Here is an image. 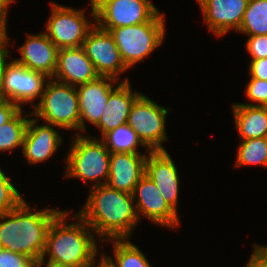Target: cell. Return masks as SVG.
Here are the masks:
<instances>
[{"mask_svg":"<svg viewBox=\"0 0 267 267\" xmlns=\"http://www.w3.org/2000/svg\"><path fill=\"white\" fill-rule=\"evenodd\" d=\"M88 200L77 213L100 239H125L139 222L132 194L118 191L107 184L93 186ZM106 239V240H105Z\"/></svg>","mask_w":267,"mask_h":267,"instance_id":"cell-1","label":"cell"},{"mask_svg":"<svg viewBox=\"0 0 267 267\" xmlns=\"http://www.w3.org/2000/svg\"><path fill=\"white\" fill-rule=\"evenodd\" d=\"M22 200L13 210L0 214V248L24 254L40 262L52 221L62 212L44 209L32 212Z\"/></svg>","mask_w":267,"mask_h":267,"instance_id":"cell-2","label":"cell"},{"mask_svg":"<svg viewBox=\"0 0 267 267\" xmlns=\"http://www.w3.org/2000/svg\"><path fill=\"white\" fill-rule=\"evenodd\" d=\"M67 213L62 211L52 221L38 267L43 266L46 254L49 256L48 262L73 267H94L98 249L93 230L77 214L72 219H78L79 223L66 224L64 221L68 216Z\"/></svg>","mask_w":267,"mask_h":267,"instance_id":"cell-3","label":"cell"},{"mask_svg":"<svg viewBox=\"0 0 267 267\" xmlns=\"http://www.w3.org/2000/svg\"><path fill=\"white\" fill-rule=\"evenodd\" d=\"M110 151L103 140L76 134L67 155L66 177H75L83 181L97 182L93 186L106 184L109 176ZM102 179H104L103 182ZM101 180V181H100Z\"/></svg>","mask_w":267,"mask_h":267,"instance_id":"cell-4","label":"cell"},{"mask_svg":"<svg viewBox=\"0 0 267 267\" xmlns=\"http://www.w3.org/2000/svg\"><path fill=\"white\" fill-rule=\"evenodd\" d=\"M39 103L32 115L43 118L50 125L80 131V110L77 88L53 78L45 84Z\"/></svg>","mask_w":267,"mask_h":267,"instance_id":"cell-5","label":"cell"},{"mask_svg":"<svg viewBox=\"0 0 267 267\" xmlns=\"http://www.w3.org/2000/svg\"><path fill=\"white\" fill-rule=\"evenodd\" d=\"M127 68L143 62L165 38L164 15L158 12L149 22L112 28L110 31Z\"/></svg>","mask_w":267,"mask_h":267,"instance_id":"cell-6","label":"cell"},{"mask_svg":"<svg viewBox=\"0 0 267 267\" xmlns=\"http://www.w3.org/2000/svg\"><path fill=\"white\" fill-rule=\"evenodd\" d=\"M92 16L102 29L149 22L159 10L150 0H90Z\"/></svg>","mask_w":267,"mask_h":267,"instance_id":"cell-7","label":"cell"},{"mask_svg":"<svg viewBox=\"0 0 267 267\" xmlns=\"http://www.w3.org/2000/svg\"><path fill=\"white\" fill-rule=\"evenodd\" d=\"M167 112V108L143 93L132 104L127 124L137 133L147 151H165L161 143L168 140L165 130Z\"/></svg>","mask_w":267,"mask_h":267,"instance_id":"cell-8","label":"cell"},{"mask_svg":"<svg viewBox=\"0 0 267 267\" xmlns=\"http://www.w3.org/2000/svg\"><path fill=\"white\" fill-rule=\"evenodd\" d=\"M47 36L58 49L82 47L88 33L96 25L85 18L84 10L51 3Z\"/></svg>","mask_w":267,"mask_h":267,"instance_id":"cell-9","label":"cell"},{"mask_svg":"<svg viewBox=\"0 0 267 267\" xmlns=\"http://www.w3.org/2000/svg\"><path fill=\"white\" fill-rule=\"evenodd\" d=\"M46 79L49 78L43 73L29 70L15 60L9 61L3 74L0 98L22 108V103H30L38 97L41 98Z\"/></svg>","mask_w":267,"mask_h":267,"instance_id":"cell-10","label":"cell"},{"mask_svg":"<svg viewBox=\"0 0 267 267\" xmlns=\"http://www.w3.org/2000/svg\"><path fill=\"white\" fill-rule=\"evenodd\" d=\"M82 47L100 76L118 80L117 76L128 69L111 33L97 24L88 33Z\"/></svg>","mask_w":267,"mask_h":267,"instance_id":"cell-11","label":"cell"},{"mask_svg":"<svg viewBox=\"0 0 267 267\" xmlns=\"http://www.w3.org/2000/svg\"><path fill=\"white\" fill-rule=\"evenodd\" d=\"M132 196L134 200L137 199L134 202H137L135 206L138 217L143 214L153 223L172 229L179 225L178 213L168 205L155 183L146 174L135 185Z\"/></svg>","mask_w":267,"mask_h":267,"instance_id":"cell-12","label":"cell"},{"mask_svg":"<svg viewBox=\"0 0 267 267\" xmlns=\"http://www.w3.org/2000/svg\"><path fill=\"white\" fill-rule=\"evenodd\" d=\"M209 30L217 36L239 30L249 0H197Z\"/></svg>","mask_w":267,"mask_h":267,"instance_id":"cell-13","label":"cell"},{"mask_svg":"<svg viewBox=\"0 0 267 267\" xmlns=\"http://www.w3.org/2000/svg\"><path fill=\"white\" fill-rule=\"evenodd\" d=\"M148 153L145 174L155 183L162 197L177 213L179 177L174 161L167 150Z\"/></svg>","mask_w":267,"mask_h":267,"instance_id":"cell-14","label":"cell"},{"mask_svg":"<svg viewBox=\"0 0 267 267\" xmlns=\"http://www.w3.org/2000/svg\"><path fill=\"white\" fill-rule=\"evenodd\" d=\"M21 57L15 60L29 70L45 74L53 78L58 59V48L46 33L28 35L25 43L18 47Z\"/></svg>","mask_w":267,"mask_h":267,"instance_id":"cell-15","label":"cell"},{"mask_svg":"<svg viewBox=\"0 0 267 267\" xmlns=\"http://www.w3.org/2000/svg\"><path fill=\"white\" fill-rule=\"evenodd\" d=\"M116 81L118 80L111 77L99 76L95 80L78 86L80 131L84 132L86 129L85 120L95 126L98 124L108 102L110 92L113 90L112 83L114 84Z\"/></svg>","mask_w":267,"mask_h":267,"instance_id":"cell-16","label":"cell"},{"mask_svg":"<svg viewBox=\"0 0 267 267\" xmlns=\"http://www.w3.org/2000/svg\"><path fill=\"white\" fill-rule=\"evenodd\" d=\"M99 76L83 47L58 50L55 80L78 87Z\"/></svg>","mask_w":267,"mask_h":267,"instance_id":"cell-17","label":"cell"},{"mask_svg":"<svg viewBox=\"0 0 267 267\" xmlns=\"http://www.w3.org/2000/svg\"><path fill=\"white\" fill-rule=\"evenodd\" d=\"M146 154L111 153L107 185L132 194L139 179L146 173Z\"/></svg>","mask_w":267,"mask_h":267,"instance_id":"cell-18","label":"cell"},{"mask_svg":"<svg viewBox=\"0 0 267 267\" xmlns=\"http://www.w3.org/2000/svg\"><path fill=\"white\" fill-rule=\"evenodd\" d=\"M38 120L29 119L23 142V155L28 163H41L50 158L62 143V137L53 125H37Z\"/></svg>","mask_w":267,"mask_h":267,"instance_id":"cell-19","label":"cell"},{"mask_svg":"<svg viewBox=\"0 0 267 267\" xmlns=\"http://www.w3.org/2000/svg\"><path fill=\"white\" fill-rule=\"evenodd\" d=\"M132 92L128 78L120 82L109 95L104 112L96 127L100 128L102 136L118 126L127 123L128 115L134 101L141 95Z\"/></svg>","mask_w":267,"mask_h":267,"instance_id":"cell-20","label":"cell"},{"mask_svg":"<svg viewBox=\"0 0 267 267\" xmlns=\"http://www.w3.org/2000/svg\"><path fill=\"white\" fill-rule=\"evenodd\" d=\"M237 132L242 140L267 137V108L255 104H234Z\"/></svg>","mask_w":267,"mask_h":267,"instance_id":"cell-21","label":"cell"},{"mask_svg":"<svg viewBox=\"0 0 267 267\" xmlns=\"http://www.w3.org/2000/svg\"><path fill=\"white\" fill-rule=\"evenodd\" d=\"M111 240H114L115 261L110 256H101L110 267H151L145 254L127 238Z\"/></svg>","mask_w":267,"mask_h":267,"instance_id":"cell-22","label":"cell"},{"mask_svg":"<svg viewBox=\"0 0 267 267\" xmlns=\"http://www.w3.org/2000/svg\"><path fill=\"white\" fill-rule=\"evenodd\" d=\"M101 140L110 153H139L138 145L145 146L127 123L106 133Z\"/></svg>","mask_w":267,"mask_h":267,"instance_id":"cell-23","label":"cell"},{"mask_svg":"<svg viewBox=\"0 0 267 267\" xmlns=\"http://www.w3.org/2000/svg\"><path fill=\"white\" fill-rule=\"evenodd\" d=\"M238 32L267 35V0H249Z\"/></svg>","mask_w":267,"mask_h":267,"instance_id":"cell-24","label":"cell"},{"mask_svg":"<svg viewBox=\"0 0 267 267\" xmlns=\"http://www.w3.org/2000/svg\"><path fill=\"white\" fill-rule=\"evenodd\" d=\"M23 117L22 108L6 123L0 126V151L23 147L29 119Z\"/></svg>","mask_w":267,"mask_h":267,"instance_id":"cell-25","label":"cell"},{"mask_svg":"<svg viewBox=\"0 0 267 267\" xmlns=\"http://www.w3.org/2000/svg\"><path fill=\"white\" fill-rule=\"evenodd\" d=\"M237 152V167L251 164L267 167V137L242 140Z\"/></svg>","mask_w":267,"mask_h":267,"instance_id":"cell-26","label":"cell"},{"mask_svg":"<svg viewBox=\"0 0 267 267\" xmlns=\"http://www.w3.org/2000/svg\"><path fill=\"white\" fill-rule=\"evenodd\" d=\"M22 200L11 178L0 169V214L13 210Z\"/></svg>","mask_w":267,"mask_h":267,"instance_id":"cell-27","label":"cell"},{"mask_svg":"<svg viewBox=\"0 0 267 267\" xmlns=\"http://www.w3.org/2000/svg\"><path fill=\"white\" fill-rule=\"evenodd\" d=\"M0 267H38L31 257L0 248Z\"/></svg>","mask_w":267,"mask_h":267,"instance_id":"cell-28","label":"cell"},{"mask_svg":"<svg viewBox=\"0 0 267 267\" xmlns=\"http://www.w3.org/2000/svg\"><path fill=\"white\" fill-rule=\"evenodd\" d=\"M245 93L252 102L259 103L256 106H264L267 103V80L251 77Z\"/></svg>","mask_w":267,"mask_h":267,"instance_id":"cell-29","label":"cell"},{"mask_svg":"<svg viewBox=\"0 0 267 267\" xmlns=\"http://www.w3.org/2000/svg\"><path fill=\"white\" fill-rule=\"evenodd\" d=\"M246 50L251 55V60L267 57V35L249 36L246 42Z\"/></svg>","mask_w":267,"mask_h":267,"instance_id":"cell-30","label":"cell"},{"mask_svg":"<svg viewBox=\"0 0 267 267\" xmlns=\"http://www.w3.org/2000/svg\"><path fill=\"white\" fill-rule=\"evenodd\" d=\"M245 267H267V246L254 244V252Z\"/></svg>","mask_w":267,"mask_h":267,"instance_id":"cell-31","label":"cell"},{"mask_svg":"<svg viewBox=\"0 0 267 267\" xmlns=\"http://www.w3.org/2000/svg\"><path fill=\"white\" fill-rule=\"evenodd\" d=\"M249 66L250 77L267 80V57L257 60H251Z\"/></svg>","mask_w":267,"mask_h":267,"instance_id":"cell-32","label":"cell"},{"mask_svg":"<svg viewBox=\"0 0 267 267\" xmlns=\"http://www.w3.org/2000/svg\"><path fill=\"white\" fill-rule=\"evenodd\" d=\"M20 109L15 103L0 98V126L10 120Z\"/></svg>","mask_w":267,"mask_h":267,"instance_id":"cell-33","label":"cell"},{"mask_svg":"<svg viewBox=\"0 0 267 267\" xmlns=\"http://www.w3.org/2000/svg\"><path fill=\"white\" fill-rule=\"evenodd\" d=\"M7 43H8V39L0 46V89L2 85L4 70H5L6 65L8 64L6 60L10 52L8 50Z\"/></svg>","mask_w":267,"mask_h":267,"instance_id":"cell-34","label":"cell"},{"mask_svg":"<svg viewBox=\"0 0 267 267\" xmlns=\"http://www.w3.org/2000/svg\"><path fill=\"white\" fill-rule=\"evenodd\" d=\"M15 0H0V22H6L8 6Z\"/></svg>","mask_w":267,"mask_h":267,"instance_id":"cell-35","label":"cell"},{"mask_svg":"<svg viewBox=\"0 0 267 267\" xmlns=\"http://www.w3.org/2000/svg\"><path fill=\"white\" fill-rule=\"evenodd\" d=\"M6 22H0V46L8 39Z\"/></svg>","mask_w":267,"mask_h":267,"instance_id":"cell-36","label":"cell"},{"mask_svg":"<svg viewBox=\"0 0 267 267\" xmlns=\"http://www.w3.org/2000/svg\"><path fill=\"white\" fill-rule=\"evenodd\" d=\"M46 265H47L46 267H73V266H70V265L57 264V263H54V262H47Z\"/></svg>","mask_w":267,"mask_h":267,"instance_id":"cell-37","label":"cell"},{"mask_svg":"<svg viewBox=\"0 0 267 267\" xmlns=\"http://www.w3.org/2000/svg\"><path fill=\"white\" fill-rule=\"evenodd\" d=\"M96 267V266H95ZM97 267H110L105 260L101 257L100 263H98Z\"/></svg>","mask_w":267,"mask_h":267,"instance_id":"cell-38","label":"cell"}]
</instances>
